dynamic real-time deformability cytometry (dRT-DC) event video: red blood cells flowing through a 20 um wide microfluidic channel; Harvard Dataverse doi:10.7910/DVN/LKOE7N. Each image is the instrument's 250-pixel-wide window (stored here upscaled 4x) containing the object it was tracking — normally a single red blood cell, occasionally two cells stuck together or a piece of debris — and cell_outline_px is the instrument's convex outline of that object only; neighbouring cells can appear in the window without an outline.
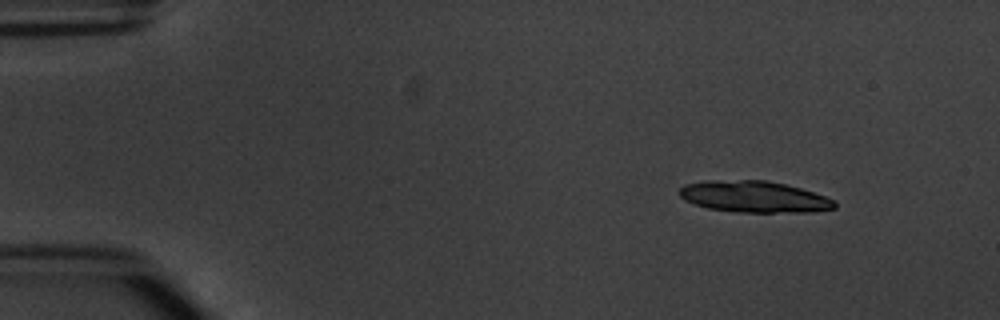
{"species": "common noctule bat (a hibernating species)", "species_latin": "Nyctalus noctula", "temperature_condition": "warm", "stored_images_in_passage": 4, "camera_frame_rate_fps": 3000, "um_per_image_px": 0.085, "animal": {"sex": "male", "body_mass_g": 20.1, "forearm_length_mm": 53.5}, "frame": {"image": 1, "passage_image": 1, "time_ms": 0.0, "image_size_px": [1000, 320], "cell_outline_px": [[836, 208], [812, 212], [736, 212], [708, 208], [684, 200], [680, 196], [680, 188], [684, 184], [712, 180], [764, 180], [784, 184], [800, 188], [836, 200]], "centroid_in_image_um": [64.11, 16.73], "position_along_channel_um": 20.9, "area_um2": 28.32}}